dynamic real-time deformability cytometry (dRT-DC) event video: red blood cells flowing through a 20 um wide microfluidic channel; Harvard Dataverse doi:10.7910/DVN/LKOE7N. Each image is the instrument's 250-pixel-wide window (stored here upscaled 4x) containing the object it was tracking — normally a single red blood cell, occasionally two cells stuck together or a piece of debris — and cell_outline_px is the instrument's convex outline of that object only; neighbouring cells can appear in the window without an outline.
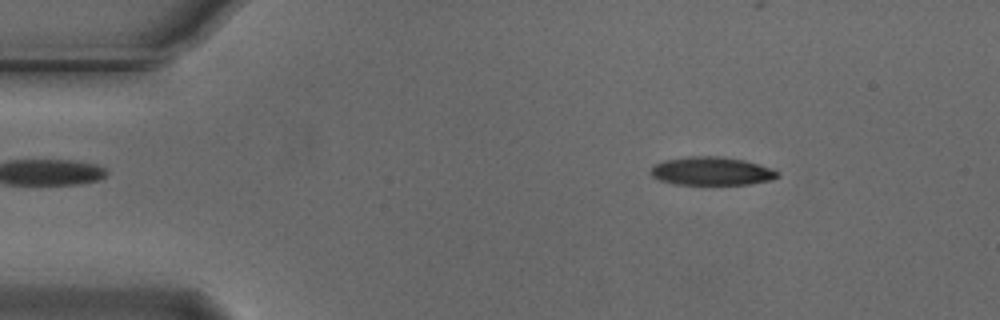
{"species": "Egyptian fruit bat (a non-hibernating species)", "species_latin": "Rousettus aegyptiacus", "temperature_condition": "cold", "stored_images_in_passage": 36, "camera_frame_rate_fps": 3000, "um_per_image_px": 0.085, "animal": {"sex": "male"}, "frame": {"image": 1, "passage_image": 1, "time_ms": 0.0, "image_size_px": [1000, 320], "cell_outline_px": [[780, 176], [772, 180], [748, 184], [676, 184], [660, 180], [652, 176], [652, 168], [656, 164], [664, 160], [688, 156], [724, 156], [744, 160], [780, 172]], "centroid_in_image_um": [60.5, 14.54], "position_along_channel_um": 24.5, "area_um2": 20.75}}
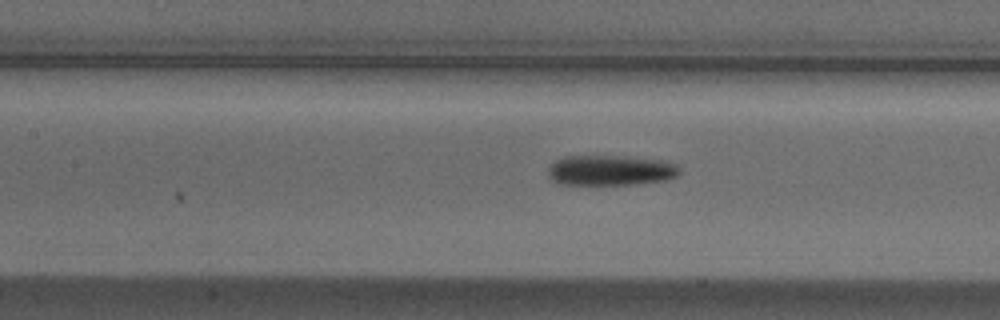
{"frame": {"image": 2, "passage_image": 17, "time_ms": 5.333, "image_size_px": [1000, 320], "cell_outline_px": [[680, 176], [664, 180], [632, 184], [560, 184], [552, 180], [548, 176], [548, 168], [556, 160], [564, 156], [628, 156], [664, 160], [676, 164], [680, 168]], "centroid_in_image_um": [51.92, 14.46], "position_along_channel_um": 155.5, "area_um2": 23.35}}
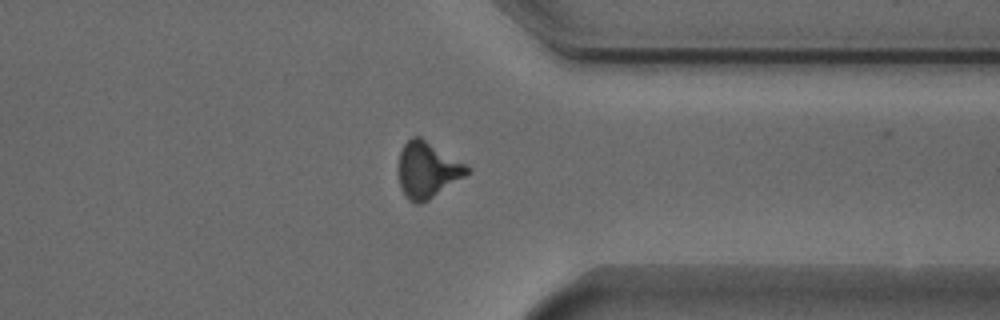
{"frame": {"image": 3, "passage_image": 35, "time_ms": 11.333, "image_size_px": [1000, 320], "cell_outline_px": [[472, 172], [428, 200], [420, 204], [416, 204], [408, 200], [404, 196], [400, 188], [396, 168], [400, 152], [404, 144], [412, 136], [420, 136], [472, 168]], "centroid_in_image_um": [36.3, 14.46], "position_along_channel_um": 375.1, "area_um2": 22.83}}